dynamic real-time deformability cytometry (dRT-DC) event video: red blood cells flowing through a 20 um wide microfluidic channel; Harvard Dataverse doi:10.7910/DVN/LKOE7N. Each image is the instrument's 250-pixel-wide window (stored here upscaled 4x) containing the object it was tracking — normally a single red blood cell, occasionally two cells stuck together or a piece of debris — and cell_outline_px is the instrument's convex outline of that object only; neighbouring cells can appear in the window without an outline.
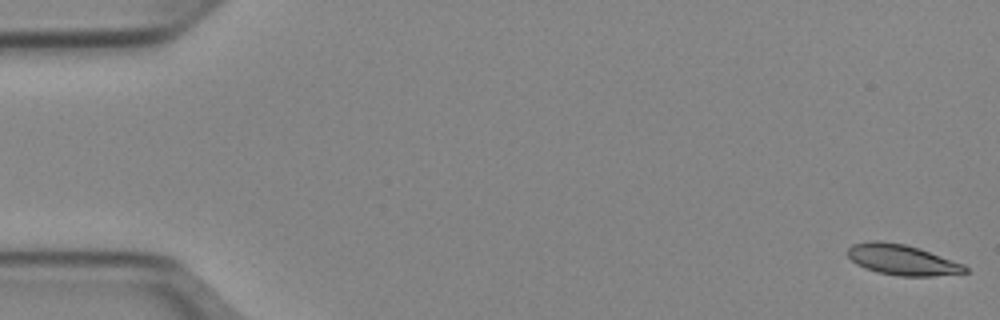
{"species": "Egyptian fruit bat (a non-hibernating species)", "species_latin": "Rousettus aegyptiacus", "temperature_condition": "cold", "stored_images_in_passage": 51, "camera_frame_rate_fps": 3000, "um_per_image_px": 0.085, "animal": {"sex": "female"}, "frame": {"image": 1, "passage_image": 1, "time_ms": 0.0, "image_size_px": [1000, 320], "cell_outline_px": [[968, 272], [932, 276], [900, 276], [876, 272], [864, 268], [856, 264], [848, 256], [848, 248], [852, 244], [868, 240], [880, 240], [904, 244], [920, 248], [964, 264], [968, 268]], "centroid_in_image_um": [76.66, 22.07], "position_along_channel_um": 8.3, "area_um2": 21.04}}
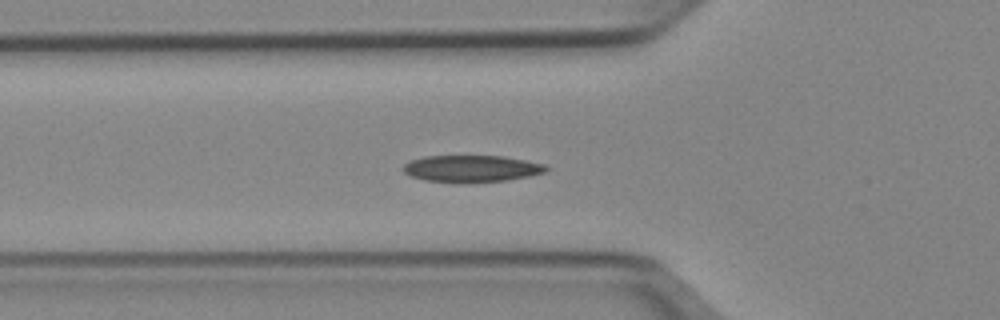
{"frame": {"image": 2, "passage_image": 18, "time_ms": 5.667, "image_size_px": [1000, 320], "cell_outline_px": [[552, 168], [548, 172], [508, 180], [424, 180], [412, 176], [404, 172], [400, 168], [408, 160], [424, 156], [504, 156], [544, 164]], "centroid_in_image_um": [40.1, 14.28], "position_along_channel_um": 85.7, "area_um2": 21.68}}
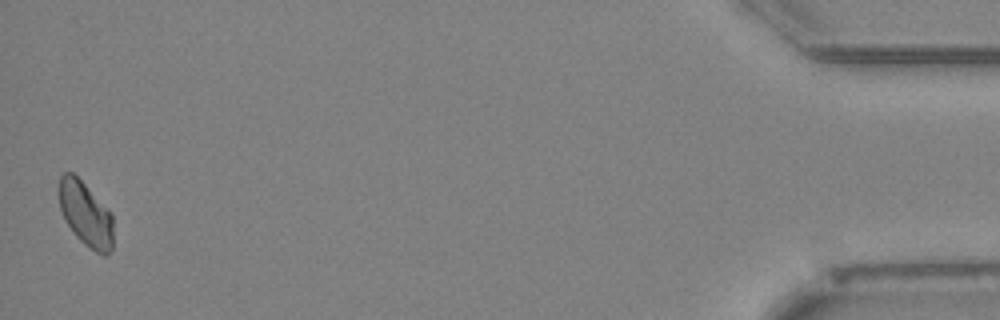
{"frame": {"image": 3, "passage_image": 51, "time_ms": 16.667, "image_size_px": [1000, 320], "cell_outline_px": [[112, 248], [104, 256], [88, 248], [76, 236], [64, 220], [60, 208], [56, 188], [60, 176], [64, 172], [72, 172], [84, 184], [112, 216]], "centroid_in_image_um": [7.21, 18.19], "position_along_channel_um": 428.0, "area_um2": 20.23}, "authors_computed_cell_mechanics": {"area_um2": 21.2126, "velocity_mm_per_s": 3.9322, "shape_relaxation_time_tau1_ms": 4.1935, "shape_relaxation_time_tau2_ms": null, "deformation_change_tau1": 0.1195, "deformation_change_tau2": null}}